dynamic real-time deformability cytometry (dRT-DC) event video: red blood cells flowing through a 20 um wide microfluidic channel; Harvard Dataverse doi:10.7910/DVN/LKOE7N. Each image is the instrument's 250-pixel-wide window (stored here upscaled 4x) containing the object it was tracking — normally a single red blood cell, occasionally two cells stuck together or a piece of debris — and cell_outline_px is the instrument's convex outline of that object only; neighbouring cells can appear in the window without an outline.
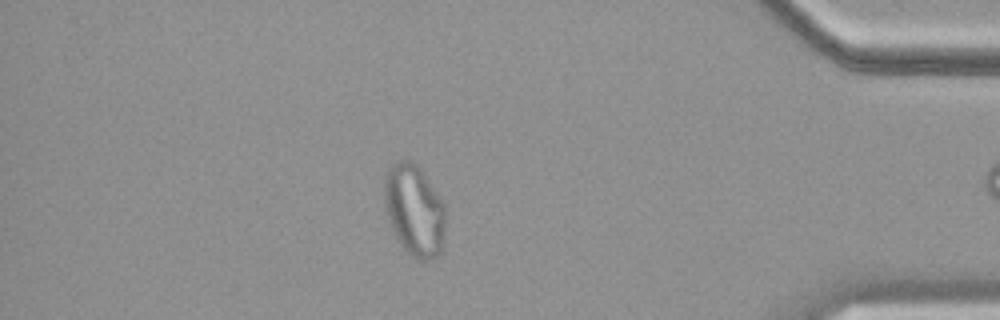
{"species": "common noctule bat (a hibernating species)", "species_latin": "Nyctalus noctula", "temperature_condition": "cold", "stored_images_in_passage": 57, "camera_frame_rate_fps": 3000, "um_per_image_px": 0.085, "animal": {"sex": "female", "body_mass_g": 19.9}, "frame": {"image": 1, "passage_image": 49, "time_ms": 16.0, "image_size_px": [1000, 320], "cell_outline_px": [[444, 244], [440, 252], [432, 260], [420, 260], [412, 256], [400, 244], [384, 212], [384, 176], [388, 168], [392, 164], [400, 160], [408, 160], [416, 164], [424, 172], [440, 196], [444, 204]], "centroid_in_image_um": [35.21, 17.85], "position_along_channel_um": 400.0, "area_um2": 32.95}}